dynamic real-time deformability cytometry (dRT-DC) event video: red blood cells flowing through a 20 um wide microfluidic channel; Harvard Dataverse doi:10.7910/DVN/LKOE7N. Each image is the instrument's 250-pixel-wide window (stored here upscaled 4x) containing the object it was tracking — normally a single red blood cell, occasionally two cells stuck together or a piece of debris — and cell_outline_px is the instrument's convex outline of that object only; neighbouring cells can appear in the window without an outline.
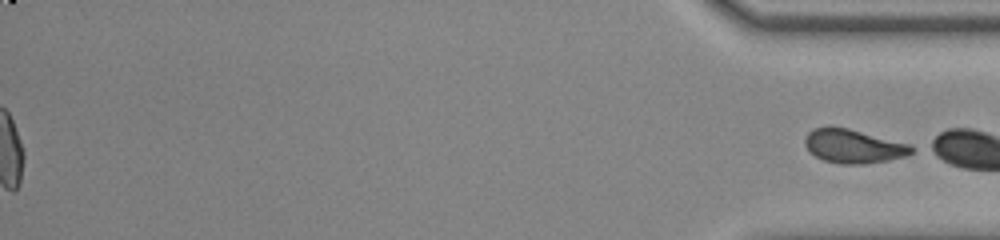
{"species": "common noctule bat (a hibernating species)", "species_latin": "Nyctalus noctula", "temperature_condition": "room temperature", "stored_images_in_passage": 56, "segment_of_instrument_passage": [2, 2], "camera_frame_rate_fps": 3000, "um_per_image_px": 0.085, "animal": {"sex": "male", "body_mass_g": 20.0, "forearm_length_mm": 53.3}, "frame": {"image": 1, "passage_image": 56, "time_ms": 18.333, "image_size_px": [1000, 240], "cell_outline_px": [[916, 148], [912, 152], [904, 156], [888, 160], [864, 164], [844, 164], [824, 160], [816, 156], [804, 144], [804, 140], [808, 132], [816, 128], [828, 124], [848, 128], [908, 144]], "centroid_in_image_um": [72.51, 12.4], "position_along_channel_um": 362.7, "area_um2": 20.87}}